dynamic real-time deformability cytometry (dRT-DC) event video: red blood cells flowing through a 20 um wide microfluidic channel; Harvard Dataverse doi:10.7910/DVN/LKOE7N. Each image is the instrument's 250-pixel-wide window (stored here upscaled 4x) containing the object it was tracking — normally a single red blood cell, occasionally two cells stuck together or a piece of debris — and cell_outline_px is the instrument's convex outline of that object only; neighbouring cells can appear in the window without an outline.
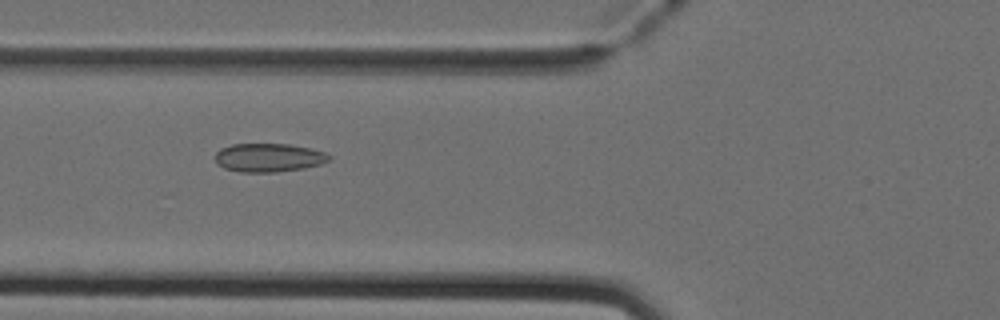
{"species": "Egyptian fruit bat (a non-hibernating species)", "species_latin": "Rousettus aegyptiacus", "temperature_condition": "cold", "stored_images_in_passage": 51, "camera_frame_rate_fps": 3000, "um_per_image_px": 0.085, "animal": {"sex": "female"}, "frame": {"image": 1, "passage_image": 20, "time_ms": 6.333, "image_size_px": [1000, 320], "cell_outline_px": [[332, 160], [320, 164], [304, 168], [276, 172], [240, 172], [224, 168], [216, 164], [216, 152], [220, 148], [232, 144], [288, 144], [312, 148], [324, 152], [332, 156]], "centroid_in_image_um": [22.85, 13.4], "position_along_channel_um": 102.9, "area_um2": 19.13}}
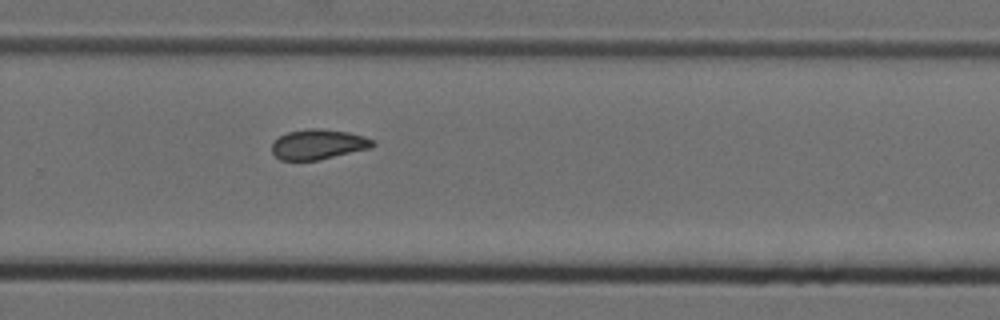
{"frame": {"image": 2, "passage_image": 35, "time_ms": 11.333, "image_size_px": [1000, 320], "cell_outline_px": [[376, 144], [372, 148], [316, 160], [280, 160], [272, 152], [272, 144], [280, 136], [288, 132], [308, 128], [320, 128], [348, 132], [364, 136], [372, 140]], "centroid_in_image_um": [27.06, 12.26], "position_along_channel_um": 302.7, "area_um2": 17.57}}
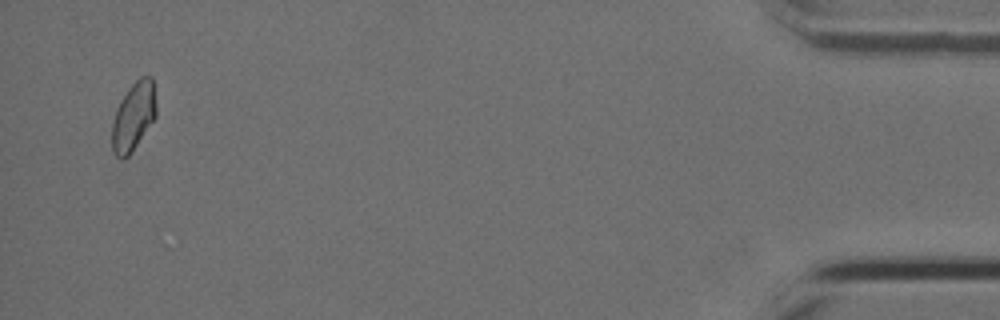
{"frame": {"image": 3, "passage_image": 50, "time_ms": 16.333, "image_size_px": [1000, 320], "cell_outline_px": [[156, 116], [132, 152], [124, 160], [120, 160], [112, 152], [112, 124], [116, 108], [120, 100], [128, 88], [140, 76], [152, 76], [156, 104]], "centroid_in_image_um": [11.33, 9.91], "position_along_channel_um": 423.9, "area_um2": 17.8}, "authors_computed_cell_mechanics": {"area_um2": 18.0914, "velocity_mm_per_s": 4.0066, "shape_relaxation_time_tau1_ms": null, "shape_relaxation_time_tau2_ms": 2.6397, "deformation_change_tau1": null, "deformation_change_tau2": 0.0589}}